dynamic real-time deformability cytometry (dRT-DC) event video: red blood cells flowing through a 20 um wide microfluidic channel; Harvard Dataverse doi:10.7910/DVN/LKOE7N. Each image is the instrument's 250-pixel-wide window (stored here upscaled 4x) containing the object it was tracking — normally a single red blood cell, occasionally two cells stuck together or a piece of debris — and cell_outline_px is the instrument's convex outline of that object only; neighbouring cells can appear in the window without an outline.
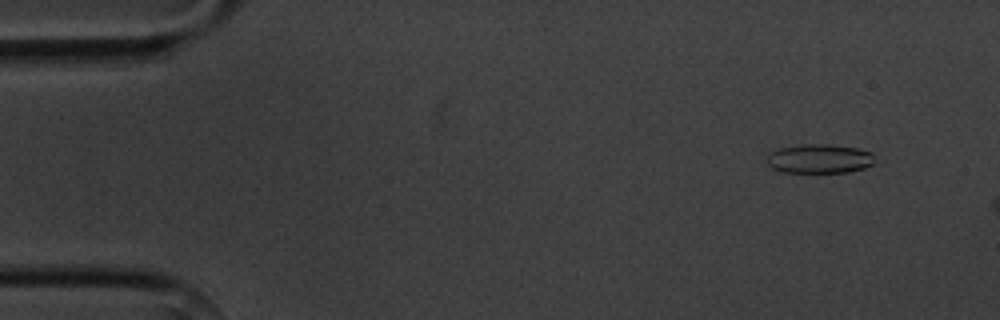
{"species": "common noctule bat (a hibernating species)", "species_latin": "Nyctalus noctula", "temperature_condition": "cold", "stored_images_in_passage": 4, "camera_frame_rate_fps": 3000, "um_per_image_px": 0.085, "animal": {"sex": "male", "body_mass_g": 20.1, "forearm_length_mm": 53.5}, "frame": {"image": 1, "passage_image": 2, "time_ms": 1.0, "image_size_px": [1000, 320], "cell_outline_px": [[872, 164], [864, 168], [848, 172], [780, 172], [772, 168], [764, 160], [772, 152], [780, 148], [804, 144], [828, 144], [856, 148], [872, 152]], "centroid_in_image_um": [69.61, 13.49], "position_along_channel_um": 15.4, "area_um2": 18.21}}